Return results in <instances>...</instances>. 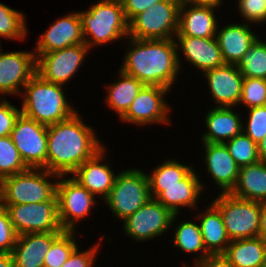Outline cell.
I'll list each match as a JSON object with an SVG mask.
<instances>
[{
  "label": "cell",
  "instance_id": "8",
  "mask_svg": "<svg viewBox=\"0 0 266 267\" xmlns=\"http://www.w3.org/2000/svg\"><path fill=\"white\" fill-rule=\"evenodd\" d=\"M180 4L181 0H162L141 12L129 22V37L140 40L175 39Z\"/></svg>",
  "mask_w": 266,
  "mask_h": 267
},
{
  "label": "cell",
  "instance_id": "2",
  "mask_svg": "<svg viewBox=\"0 0 266 267\" xmlns=\"http://www.w3.org/2000/svg\"><path fill=\"white\" fill-rule=\"evenodd\" d=\"M131 48L120 70L145 85L170 90L180 72L178 49L174 39L140 40L127 37ZM133 47V48H132Z\"/></svg>",
  "mask_w": 266,
  "mask_h": 267
},
{
  "label": "cell",
  "instance_id": "11",
  "mask_svg": "<svg viewBox=\"0 0 266 267\" xmlns=\"http://www.w3.org/2000/svg\"><path fill=\"white\" fill-rule=\"evenodd\" d=\"M47 128L23 114L15 122L10 136L28 168L46 169Z\"/></svg>",
  "mask_w": 266,
  "mask_h": 267
},
{
  "label": "cell",
  "instance_id": "33",
  "mask_svg": "<svg viewBox=\"0 0 266 267\" xmlns=\"http://www.w3.org/2000/svg\"><path fill=\"white\" fill-rule=\"evenodd\" d=\"M239 168L258 162L257 144L243 132L224 143Z\"/></svg>",
  "mask_w": 266,
  "mask_h": 267
},
{
  "label": "cell",
  "instance_id": "34",
  "mask_svg": "<svg viewBox=\"0 0 266 267\" xmlns=\"http://www.w3.org/2000/svg\"><path fill=\"white\" fill-rule=\"evenodd\" d=\"M25 20L24 14L0 3V37L11 40L26 38L28 28Z\"/></svg>",
  "mask_w": 266,
  "mask_h": 267
},
{
  "label": "cell",
  "instance_id": "39",
  "mask_svg": "<svg viewBox=\"0 0 266 267\" xmlns=\"http://www.w3.org/2000/svg\"><path fill=\"white\" fill-rule=\"evenodd\" d=\"M17 237L7 210L0 203V253H12Z\"/></svg>",
  "mask_w": 266,
  "mask_h": 267
},
{
  "label": "cell",
  "instance_id": "9",
  "mask_svg": "<svg viewBox=\"0 0 266 267\" xmlns=\"http://www.w3.org/2000/svg\"><path fill=\"white\" fill-rule=\"evenodd\" d=\"M17 235L41 232H64L58 217V197L35 204L3 205Z\"/></svg>",
  "mask_w": 266,
  "mask_h": 267
},
{
  "label": "cell",
  "instance_id": "13",
  "mask_svg": "<svg viewBox=\"0 0 266 267\" xmlns=\"http://www.w3.org/2000/svg\"><path fill=\"white\" fill-rule=\"evenodd\" d=\"M89 52L85 43L69 46L36 58V74L44 81L64 86L77 73Z\"/></svg>",
  "mask_w": 266,
  "mask_h": 267
},
{
  "label": "cell",
  "instance_id": "27",
  "mask_svg": "<svg viewBox=\"0 0 266 267\" xmlns=\"http://www.w3.org/2000/svg\"><path fill=\"white\" fill-rule=\"evenodd\" d=\"M206 250L210 254H223L230 244L220 211L211 203L204 213L196 217ZM201 219V220H200Z\"/></svg>",
  "mask_w": 266,
  "mask_h": 267
},
{
  "label": "cell",
  "instance_id": "25",
  "mask_svg": "<svg viewBox=\"0 0 266 267\" xmlns=\"http://www.w3.org/2000/svg\"><path fill=\"white\" fill-rule=\"evenodd\" d=\"M233 107H215L206 114V133L202 142L225 143L242 133L243 121L240 114L233 112Z\"/></svg>",
  "mask_w": 266,
  "mask_h": 267
},
{
  "label": "cell",
  "instance_id": "3",
  "mask_svg": "<svg viewBox=\"0 0 266 267\" xmlns=\"http://www.w3.org/2000/svg\"><path fill=\"white\" fill-rule=\"evenodd\" d=\"M62 88L35 74L21 92V114L47 126L68 119L77 111L66 100Z\"/></svg>",
  "mask_w": 266,
  "mask_h": 267
},
{
  "label": "cell",
  "instance_id": "32",
  "mask_svg": "<svg viewBox=\"0 0 266 267\" xmlns=\"http://www.w3.org/2000/svg\"><path fill=\"white\" fill-rule=\"evenodd\" d=\"M192 166L183 165L170 159L157 166L151 175H148L149 186H172L180 181L192 170Z\"/></svg>",
  "mask_w": 266,
  "mask_h": 267
},
{
  "label": "cell",
  "instance_id": "46",
  "mask_svg": "<svg viewBox=\"0 0 266 267\" xmlns=\"http://www.w3.org/2000/svg\"><path fill=\"white\" fill-rule=\"evenodd\" d=\"M223 0H181V2L195 4V5H212L216 7H220Z\"/></svg>",
  "mask_w": 266,
  "mask_h": 267
},
{
  "label": "cell",
  "instance_id": "47",
  "mask_svg": "<svg viewBox=\"0 0 266 267\" xmlns=\"http://www.w3.org/2000/svg\"><path fill=\"white\" fill-rule=\"evenodd\" d=\"M0 267H14L12 253H0Z\"/></svg>",
  "mask_w": 266,
  "mask_h": 267
},
{
  "label": "cell",
  "instance_id": "4",
  "mask_svg": "<svg viewBox=\"0 0 266 267\" xmlns=\"http://www.w3.org/2000/svg\"><path fill=\"white\" fill-rule=\"evenodd\" d=\"M78 14L84 41L89 49L129 37V23L125 18L121 0H99L87 11H78Z\"/></svg>",
  "mask_w": 266,
  "mask_h": 267
},
{
  "label": "cell",
  "instance_id": "15",
  "mask_svg": "<svg viewBox=\"0 0 266 267\" xmlns=\"http://www.w3.org/2000/svg\"><path fill=\"white\" fill-rule=\"evenodd\" d=\"M36 74L34 52L18 51L0 54V94L16 95Z\"/></svg>",
  "mask_w": 266,
  "mask_h": 267
},
{
  "label": "cell",
  "instance_id": "43",
  "mask_svg": "<svg viewBox=\"0 0 266 267\" xmlns=\"http://www.w3.org/2000/svg\"><path fill=\"white\" fill-rule=\"evenodd\" d=\"M162 0H121L123 11L129 23L135 16L146 11Z\"/></svg>",
  "mask_w": 266,
  "mask_h": 267
},
{
  "label": "cell",
  "instance_id": "22",
  "mask_svg": "<svg viewBox=\"0 0 266 267\" xmlns=\"http://www.w3.org/2000/svg\"><path fill=\"white\" fill-rule=\"evenodd\" d=\"M206 170L216 185L222 189L220 193H230L236 186L239 167L224 143H205Z\"/></svg>",
  "mask_w": 266,
  "mask_h": 267
},
{
  "label": "cell",
  "instance_id": "29",
  "mask_svg": "<svg viewBox=\"0 0 266 267\" xmlns=\"http://www.w3.org/2000/svg\"><path fill=\"white\" fill-rule=\"evenodd\" d=\"M117 82L108 86L107 104L118 117H122L129 109L131 103L145 86L144 83L119 70Z\"/></svg>",
  "mask_w": 266,
  "mask_h": 267
},
{
  "label": "cell",
  "instance_id": "31",
  "mask_svg": "<svg viewBox=\"0 0 266 267\" xmlns=\"http://www.w3.org/2000/svg\"><path fill=\"white\" fill-rule=\"evenodd\" d=\"M237 67L243 77L266 80V42L258 38L239 61Z\"/></svg>",
  "mask_w": 266,
  "mask_h": 267
},
{
  "label": "cell",
  "instance_id": "18",
  "mask_svg": "<svg viewBox=\"0 0 266 267\" xmlns=\"http://www.w3.org/2000/svg\"><path fill=\"white\" fill-rule=\"evenodd\" d=\"M81 43H85L81 20L78 12H74L58 19L41 35L35 47V57Z\"/></svg>",
  "mask_w": 266,
  "mask_h": 267
},
{
  "label": "cell",
  "instance_id": "30",
  "mask_svg": "<svg viewBox=\"0 0 266 267\" xmlns=\"http://www.w3.org/2000/svg\"><path fill=\"white\" fill-rule=\"evenodd\" d=\"M173 245L184 252H199L194 265L202 262L210 253L206 250L200 225L190 221H183L175 228Z\"/></svg>",
  "mask_w": 266,
  "mask_h": 267
},
{
  "label": "cell",
  "instance_id": "10",
  "mask_svg": "<svg viewBox=\"0 0 266 267\" xmlns=\"http://www.w3.org/2000/svg\"><path fill=\"white\" fill-rule=\"evenodd\" d=\"M66 178V175H62L56 180L58 217L63 231H75L74 223L88 216L96 200L95 195L73 177Z\"/></svg>",
  "mask_w": 266,
  "mask_h": 267
},
{
  "label": "cell",
  "instance_id": "48",
  "mask_svg": "<svg viewBox=\"0 0 266 267\" xmlns=\"http://www.w3.org/2000/svg\"><path fill=\"white\" fill-rule=\"evenodd\" d=\"M258 146V156L261 161L266 162V135L264 138L257 144Z\"/></svg>",
  "mask_w": 266,
  "mask_h": 267
},
{
  "label": "cell",
  "instance_id": "42",
  "mask_svg": "<svg viewBox=\"0 0 266 267\" xmlns=\"http://www.w3.org/2000/svg\"><path fill=\"white\" fill-rule=\"evenodd\" d=\"M98 244L94 245L92 248L86 251L79 252L78 247L71 253L67 261L62 265V267H94L95 255L97 252Z\"/></svg>",
  "mask_w": 266,
  "mask_h": 267
},
{
  "label": "cell",
  "instance_id": "35",
  "mask_svg": "<svg viewBox=\"0 0 266 267\" xmlns=\"http://www.w3.org/2000/svg\"><path fill=\"white\" fill-rule=\"evenodd\" d=\"M26 169L28 167L22 160L11 136L0 137V181Z\"/></svg>",
  "mask_w": 266,
  "mask_h": 267
},
{
  "label": "cell",
  "instance_id": "14",
  "mask_svg": "<svg viewBox=\"0 0 266 267\" xmlns=\"http://www.w3.org/2000/svg\"><path fill=\"white\" fill-rule=\"evenodd\" d=\"M170 92L168 88L158 85H145L121 120L136 125H148L154 123L170 124L168 116L169 108L165 103V94ZM169 119V120H168Z\"/></svg>",
  "mask_w": 266,
  "mask_h": 267
},
{
  "label": "cell",
  "instance_id": "44",
  "mask_svg": "<svg viewBox=\"0 0 266 267\" xmlns=\"http://www.w3.org/2000/svg\"><path fill=\"white\" fill-rule=\"evenodd\" d=\"M187 267V264H184ZM189 267V266H188ZM194 267H234L223 254H210Z\"/></svg>",
  "mask_w": 266,
  "mask_h": 267
},
{
  "label": "cell",
  "instance_id": "38",
  "mask_svg": "<svg viewBox=\"0 0 266 267\" xmlns=\"http://www.w3.org/2000/svg\"><path fill=\"white\" fill-rule=\"evenodd\" d=\"M248 111V124L243 123L242 132L258 144L266 135V106L251 107Z\"/></svg>",
  "mask_w": 266,
  "mask_h": 267
},
{
  "label": "cell",
  "instance_id": "7",
  "mask_svg": "<svg viewBox=\"0 0 266 267\" xmlns=\"http://www.w3.org/2000/svg\"><path fill=\"white\" fill-rule=\"evenodd\" d=\"M151 199L148 175L140 169L122 170L105 198L116 218L124 221Z\"/></svg>",
  "mask_w": 266,
  "mask_h": 267
},
{
  "label": "cell",
  "instance_id": "37",
  "mask_svg": "<svg viewBox=\"0 0 266 267\" xmlns=\"http://www.w3.org/2000/svg\"><path fill=\"white\" fill-rule=\"evenodd\" d=\"M240 103L247 108L266 106V80L244 77Z\"/></svg>",
  "mask_w": 266,
  "mask_h": 267
},
{
  "label": "cell",
  "instance_id": "19",
  "mask_svg": "<svg viewBox=\"0 0 266 267\" xmlns=\"http://www.w3.org/2000/svg\"><path fill=\"white\" fill-rule=\"evenodd\" d=\"M190 5V6H189ZM188 6V9H186ZM212 5H195L181 2L178 31L175 36L197 38L216 37L218 23Z\"/></svg>",
  "mask_w": 266,
  "mask_h": 267
},
{
  "label": "cell",
  "instance_id": "1",
  "mask_svg": "<svg viewBox=\"0 0 266 267\" xmlns=\"http://www.w3.org/2000/svg\"><path fill=\"white\" fill-rule=\"evenodd\" d=\"M95 130L75 112L66 120L48 125L46 170L59 176L72 174L103 148Z\"/></svg>",
  "mask_w": 266,
  "mask_h": 267
},
{
  "label": "cell",
  "instance_id": "17",
  "mask_svg": "<svg viewBox=\"0 0 266 267\" xmlns=\"http://www.w3.org/2000/svg\"><path fill=\"white\" fill-rule=\"evenodd\" d=\"M217 107H235L242 95L243 75L236 64H225L203 74Z\"/></svg>",
  "mask_w": 266,
  "mask_h": 267
},
{
  "label": "cell",
  "instance_id": "45",
  "mask_svg": "<svg viewBox=\"0 0 266 267\" xmlns=\"http://www.w3.org/2000/svg\"><path fill=\"white\" fill-rule=\"evenodd\" d=\"M258 237H260L266 243V202H261L260 228Z\"/></svg>",
  "mask_w": 266,
  "mask_h": 267
},
{
  "label": "cell",
  "instance_id": "36",
  "mask_svg": "<svg viewBox=\"0 0 266 267\" xmlns=\"http://www.w3.org/2000/svg\"><path fill=\"white\" fill-rule=\"evenodd\" d=\"M76 231H64L51 245L45 256L44 267H62L71 253L78 247L74 233Z\"/></svg>",
  "mask_w": 266,
  "mask_h": 267
},
{
  "label": "cell",
  "instance_id": "23",
  "mask_svg": "<svg viewBox=\"0 0 266 267\" xmlns=\"http://www.w3.org/2000/svg\"><path fill=\"white\" fill-rule=\"evenodd\" d=\"M62 233L41 232L19 235L12 250L14 267H44L46 254Z\"/></svg>",
  "mask_w": 266,
  "mask_h": 267
},
{
  "label": "cell",
  "instance_id": "28",
  "mask_svg": "<svg viewBox=\"0 0 266 267\" xmlns=\"http://www.w3.org/2000/svg\"><path fill=\"white\" fill-rule=\"evenodd\" d=\"M223 255L234 267H263L266 243L260 237L232 240Z\"/></svg>",
  "mask_w": 266,
  "mask_h": 267
},
{
  "label": "cell",
  "instance_id": "5",
  "mask_svg": "<svg viewBox=\"0 0 266 267\" xmlns=\"http://www.w3.org/2000/svg\"><path fill=\"white\" fill-rule=\"evenodd\" d=\"M52 176L59 177L58 174L46 169L28 168L18 174L3 178L0 181V203L19 205L50 200L56 194L57 184L56 181L49 182L48 179Z\"/></svg>",
  "mask_w": 266,
  "mask_h": 267
},
{
  "label": "cell",
  "instance_id": "26",
  "mask_svg": "<svg viewBox=\"0 0 266 267\" xmlns=\"http://www.w3.org/2000/svg\"><path fill=\"white\" fill-rule=\"evenodd\" d=\"M230 193L238 198L266 202V162L259 160L239 168L236 186Z\"/></svg>",
  "mask_w": 266,
  "mask_h": 267
},
{
  "label": "cell",
  "instance_id": "6",
  "mask_svg": "<svg viewBox=\"0 0 266 267\" xmlns=\"http://www.w3.org/2000/svg\"><path fill=\"white\" fill-rule=\"evenodd\" d=\"M211 203L220 211L231 241L258 237L261 202L221 193Z\"/></svg>",
  "mask_w": 266,
  "mask_h": 267
},
{
  "label": "cell",
  "instance_id": "21",
  "mask_svg": "<svg viewBox=\"0 0 266 267\" xmlns=\"http://www.w3.org/2000/svg\"><path fill=\"white\" fill-rule=\"evenodd\" d=\"M106 148L99 150L93 157L83 162L72 174L76 181L94 195L105 199L114 186L117 175L113 173L108 163H102ZM102 163V164H101Z\"/></svg>",
  "mask_w": 266,
  "mask_h": 267
},
{
  "label": "cell",
  "instance_id": "12",
  "mask_svg": "<svg viewBox=\"0 0 266 267\" xmlns=\"http://www.w3.org/2000/svg\"><path fill=\"white\" fill-rule=\"evenodd\" d=\"M177 216L178 214H173L156 199L151 198L123 221L124 232L136 241H148L167 232Z\"/></svg>",
  "mask_w": 266,
  "mask_h": 267
},
{
  "label": "cell",
  "instance_id": "24",
  "mask_svg": "<svg viewBox=\"0 0 266 267\" xmlns=\"http://www.w3.org/2000/svg\"><path fill=\"white\" fill-rule=\"evenodd\" d=\"M259 37L248 24H229L218 30L216 39L226 64H238Z\"/></svg>",
  "mask_w": 266,
  "mask_h": 267
},
{
  "label": "cell",
  "instance_id": "20",
  "mask_svg": "<svg viewBox=\"0 0 266 267\" xmlns=\"http://www.w3.org/2000/svg\"><path fill=\"white\" fill-rule=\"evenodd\" d=\"M176 47H180L184 58L202 72L225 65L222 52L216 37L197 38L191 36H175ZM177 40V41H176Z\"/></svg>",
  "mask_w": 266,
  "mask_h": 267
},
{
  "label": "cell",
  "instance_id": "16",
  "mask_svg": "<svg viewBox=\"0 0 266 267\" xmlns=\"http://www.w3.org/2000/svg\"><path fill=\"white\" fill-rule=\"evenodd\" d=\"M198 179V175L192 169L180 181V184L149 186L150 196L168 208L173 214H178L180 207L195 208L197 207L198 198L204 189V185Z\"/></svg>",
  "mask_w": 266,
  "mask_h": 267
},
{
  "label": "cell",
  "instance_id": "40",
  "mask_svg": "<svg viewBox=\"0 0 266 267\" xmlns=\"http://www.w3.org/2000/svg\"><path fill=\"white\" fill-rule=\"evenodd\" d=\"M240 15L250 23L266 22V0H238Z\"/></svg>",
  "mask_w": 266,
  "mask_h": 267
},
{
  "label": "cell",
  "instance_id": "41",
  "mask_svg": "<svg viewBox=\"0 0 266 267\" xmlns=\"http://www.w3.org/2000/svg\"><path fill=\"white\" fill-rule=\"evenodd\" d=\"M0 100V137H6L11 134L21 110L5 99Z\"/></svg>",
  "mask_w": 266,
  "mask_h": 267
}]
</instances>
